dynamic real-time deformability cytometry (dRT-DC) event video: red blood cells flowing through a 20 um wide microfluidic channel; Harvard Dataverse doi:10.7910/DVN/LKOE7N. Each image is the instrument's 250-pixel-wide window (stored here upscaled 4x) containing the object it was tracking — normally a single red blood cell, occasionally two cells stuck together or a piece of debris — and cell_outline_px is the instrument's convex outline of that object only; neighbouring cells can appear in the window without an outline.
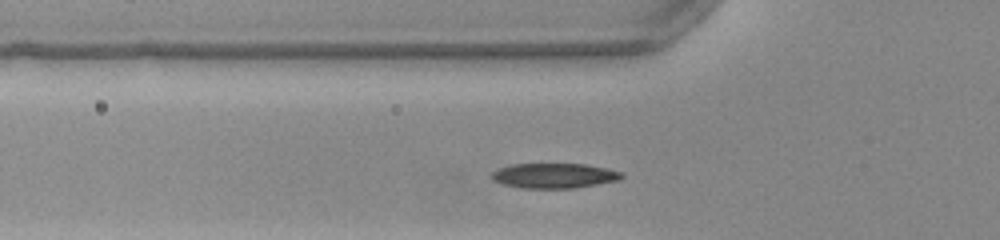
{"species": "common noctule bat (a hibernating species)", "species_latin": "Nyctalus noctula", "temperature_condition": "warm", "stored_images_in_passage": 31, "camera_frame_rate_fps": 3000, "um_per_image_px": 0.085, "animal": {"sex": "female", "body_mass_g": 22.0, "forearm_length_mm": 56.7}, "frame": {"image": 1, "passage_image": 8, "time_ms": 2.333, "image_size_px": [1000, 240], "cell_outline_px": [[624, 176], [620, 180], [576, 188], [524, 188], [504, 184], [492, 180], [492, 172], [500, 168], [512, 164], [584, 164], [624, 172]], "centroid_in_image_um": [47.14, 14.93], "position_along_channel_um": 78.7, "area_um2": 18.84}}
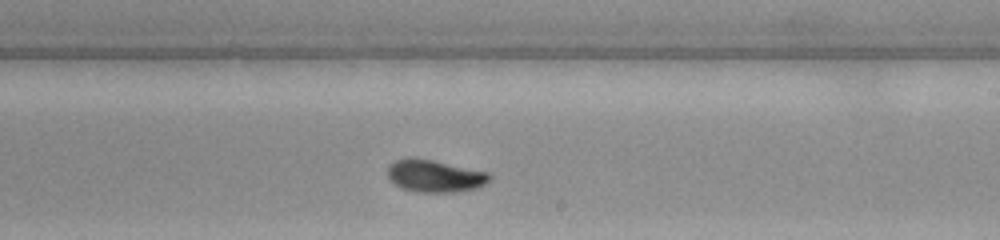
{"frame": {"image": 2, "passage_image": 21, "time_ms": 6.667, "image_size_px": [1000, 240], "cell_outline_px": [[492, 176], [484, 184], [476, 188], [456, 192], [416, 192], [404, 188], [396, 184], [388, 176], [388, 168], [396, 160], [432, 160], [488, 172]], "centroid_in_image_um": [37.02, 14.99], "position_along_channel_um": 252.0, "area_um2": 18.44}}
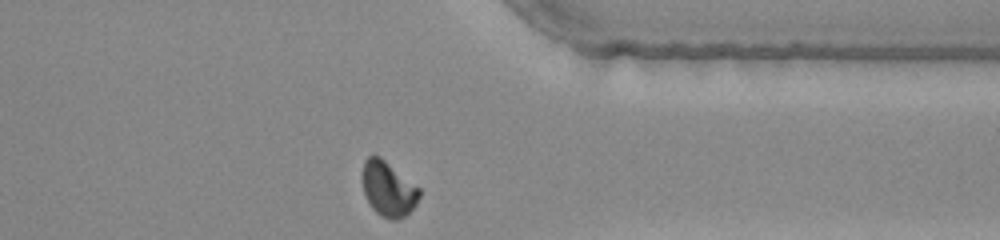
{"frame": {"image": 3, "passage_image": 31, "time_ms": 10.0, "image_size_px": [1000, 240], "cell_outline_px": [[420, 196], [416, 204], [404, 216], [396, 220], [388, 220], [380, 216], [372, 208], [364, 192], [364, 160], [368, 156], [380, 156], [420, 188]], "centroid_in_image_um": [33.03, 16.08], "position_along_channel_um": 378.4, "area_um2": 17.92}, "authors_computed_cell_mechanics": {"area_um2": 18.785, "velocity_mm_per_s": 3.9956, "shape_relaxation_time_tau1_ms": 3.0209, "shape_relaxation_time_tau2_ms": 1.2007, "deformation_change_tau1": 0.169, "deformation_change_tau2": 0.0441}}